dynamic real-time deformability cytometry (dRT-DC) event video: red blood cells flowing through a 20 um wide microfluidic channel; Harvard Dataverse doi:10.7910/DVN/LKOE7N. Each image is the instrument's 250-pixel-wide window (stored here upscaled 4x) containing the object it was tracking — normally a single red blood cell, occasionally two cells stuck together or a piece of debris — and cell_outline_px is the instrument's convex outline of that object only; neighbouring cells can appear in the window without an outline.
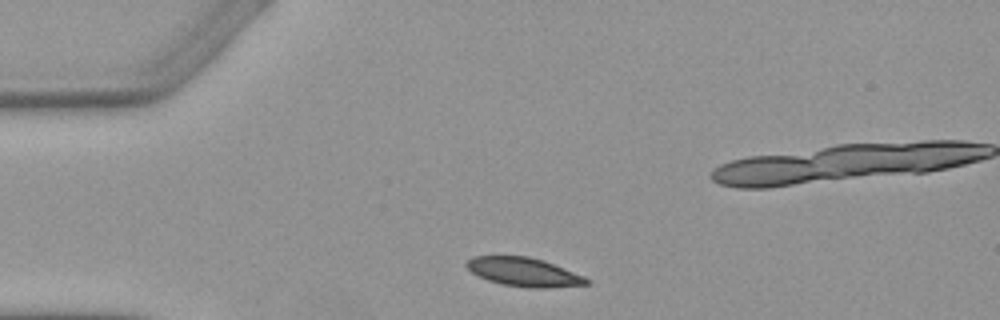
{"species": "Egyptian fruit bat (a non-hibernating species)", "species_latin": "Rousettus aegyptiacus", "temperature_condition": "warm", "stored_images_in_passage": 3, "camera_frame_rate_fps": 3000, "um_per_image_px": 0.085, "animal": {"sex": "female"}, "frame": {"image": 1, "passage_image": 1, "time_ms": 0.0, "image_size_px": [1000, 320], "cell_outline_px": [[588, 284], [548, 288], [528, 288], [504, 284], [488, 280], [472, 272], [464, 264], [472, 256], [528, 256], [544, 260], [584, 276], [588, 280]], "centroid_in_image_um": [44.52, 23.11], "position_along_channel_um": 40.5, "area_um2": 19.94}}